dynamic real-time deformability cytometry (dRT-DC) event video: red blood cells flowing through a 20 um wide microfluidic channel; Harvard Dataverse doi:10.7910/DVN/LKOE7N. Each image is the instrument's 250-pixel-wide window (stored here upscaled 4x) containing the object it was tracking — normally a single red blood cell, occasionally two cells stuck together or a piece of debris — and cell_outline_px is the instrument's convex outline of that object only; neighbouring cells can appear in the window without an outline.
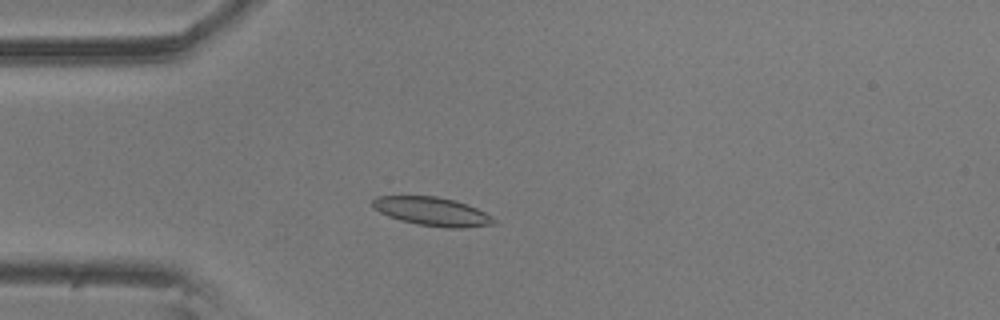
{"species": "common noctule bat (a hibernating species)", "species_latin": "Nyctalus noctula", "temperature_condition": "room temperature", "stored_images_in_passage": 47, "camera_frame_rate_fps": 3000, "um_per_image_px": 0.085, "animal": {"sex": "male", "body_mass_g": 20.5, "forearm_length_mm": 52.5}, "frame": {"image": 1, "passage_image": 5, "time_ms": 1.333, "image_size_px": [1000, 320], "cell_outline_px": [[492, 220], [488, 224], [420, 224], [404, 220], [380, 212], [372, 204], [372, 200], [380, 196], [432, 196], [452, 200], [476, 208], [484, 212]], "centroid_in_image_um": [36.55, 17.88], "position_along_channel_um": 48.5, "area_um2": 17.92}}
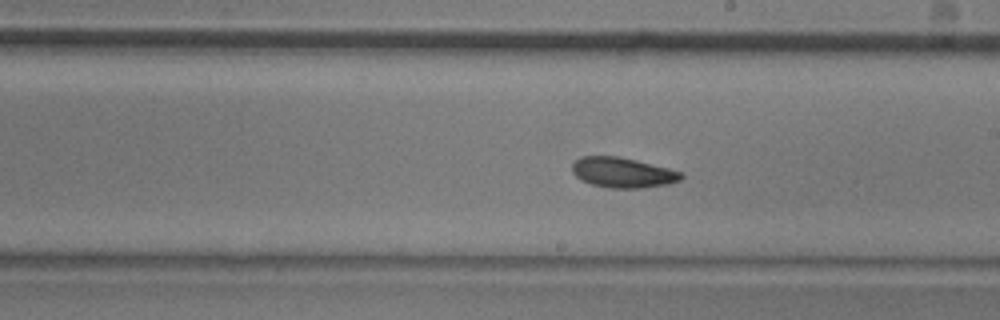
{"frame": {"image": 2, "passage_image": 22, "time_ms": 7.0, "image_size_px": [1000, 320], "cell_outline_px": [[684, 176], [680, 180], [664, 184], [636, 188], [612, 188], [592, 184], [576, 176], [572, 172], [572, 164], [576, 160], [584, 156], [616, 156], [680, 172]], "centroid_in_image_um": [52.86, 14.67], "position_along_channel_um": 236.1, "area_um2": 18.38}}
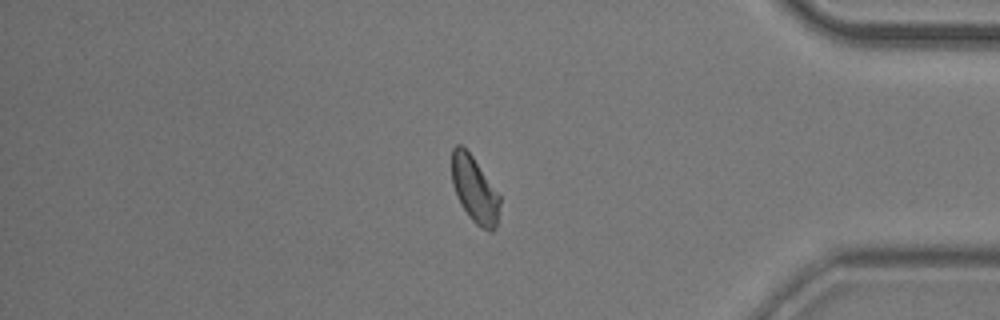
{"frame": {"image": 3, "passage_image": 38, "time_ms": 12.333, "image_size_px": [1000, 320], "cell_outline_px": [[500, 200], [496, 224], [492, 232], [476, 224], [472, 220], [464, 208], [452, 184], [452, 148], [456, 144], [460, 144], [472, 156], [500, 196]], "centroid_in_image_um": [40.33, 16.08], "position_along_channel_um": 394.9, "area_um2": 17.86}, "authors_computed_cell_mechanics": {"area_um2": 17.9758, "velocity_mm_per_s": 3.5235, "shape_relaxation_time_tau1_ms": 8.1719, "shape_relaxation_time_tau2_ms": 4.1568, "deformation_change_tau1": 0.1586, "deformation_change_tau2": 0.0985}}